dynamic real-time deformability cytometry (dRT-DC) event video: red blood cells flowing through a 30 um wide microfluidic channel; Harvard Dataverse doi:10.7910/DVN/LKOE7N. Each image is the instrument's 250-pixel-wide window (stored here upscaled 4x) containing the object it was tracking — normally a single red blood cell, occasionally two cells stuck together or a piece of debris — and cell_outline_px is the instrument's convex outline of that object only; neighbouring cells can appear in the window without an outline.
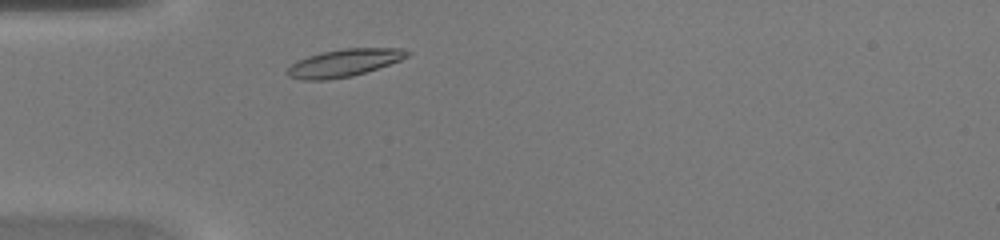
{"species": "common noctule bat (a hibernating species)", "species_latin": "Nyctalus noctula", "temperature_condition": "warm", "stored_images_in_passage": 35, "camera_frame_rate_fps": 3000, "um_per_image_px": 0.085, "animal": {"sex": "female", "body_mass_g": 20.0, "forearm_length_mm": 54.0}, "frame": {"image": 1, "passage_image": 3, "time_ms": 0.667, "image_size_px": [1000, 240], "cell_outline_px": [[412, 52], [408, 56], [400, 60], [352, 76], [328, 80], [300, 80], [288, 76], [284, 72], [292, 64], [308, 56], [320, 52], [344, 48], [400, 48]], "centroid_in_image_um": [29.21, 5.34], "position_along_channel_um": 55.8, "area_um2": 19.13}}
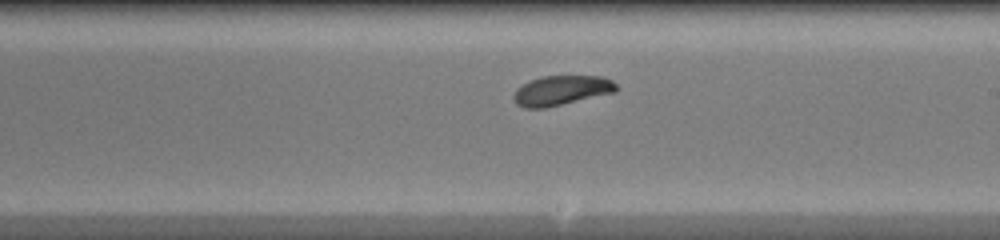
{"frame": {"image": 2, "passage_image": 16, "time_ms": 5.0, "image_size_px": [1000, 240], "cell_outline_px": [[616, 92], [544, 108], [524, 108], [516, 104], [512, 96], [516, 88], [532, 80], [544, 76], [600, 76], [612, 80], [616, 84]], "centroid_in_image_um": [47.7, 7.69], "position_along_channel_um": 241.3, "area_um2": 17.63}}
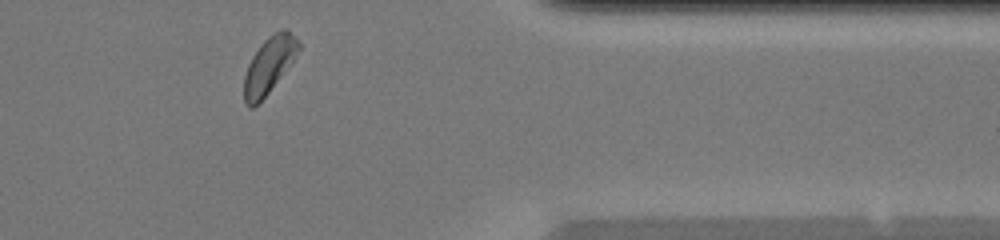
{"frame": {"image": 3, "passage_image": 27, "time_ms": 8.667, "image_size_px": [1000, 240], "cell_outline_px": [[300, 48], [292, 60], [268, 92], [252, 108], [248, 108], [244, 104], [244, 76], [248, 64], [252, 56], [260, 44], [272, 32], [280, 28], [288, 28], [296, 36], [300, 44]], "centroid_in_image_um": [22.85, 5.47], "position_along_channel_um": 388.5, "area_um2": 17.74}}